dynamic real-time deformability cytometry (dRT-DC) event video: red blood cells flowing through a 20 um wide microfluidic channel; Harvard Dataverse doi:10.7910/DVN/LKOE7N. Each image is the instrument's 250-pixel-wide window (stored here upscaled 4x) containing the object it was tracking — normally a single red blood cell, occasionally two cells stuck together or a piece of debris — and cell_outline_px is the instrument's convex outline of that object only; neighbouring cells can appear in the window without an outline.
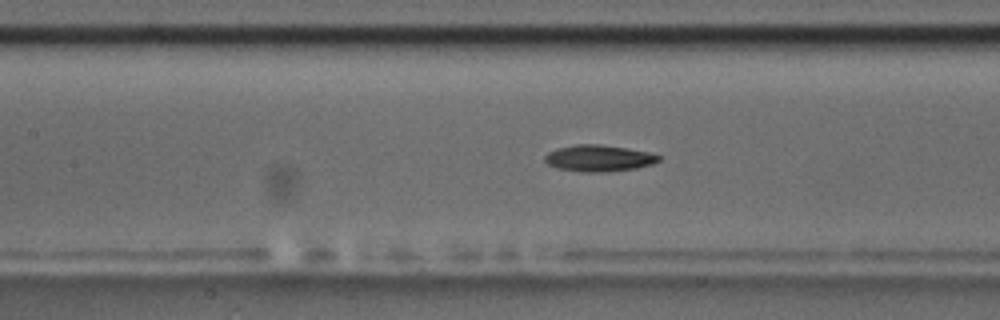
{"species": "common noctule bat (a hibernating species)", "species_latin": "Nyctalus noctula", "temperature_condition": "room temperature", "stored_images_in_passage": 57, "camera_frame_rate_fps": 3000, "um_per_image_px": 0.085, "animal": {"sex": "male", "body_mass_g": 17.5, "forearm_length_mm": 52.3}, "frame": {"image": 1, "passage_image": 26, "time_ms": 8.333, "image_size_px": [1000, 320], "cell_outline_px": [[660, 160], [652, 164], [636, 168], [604, 172], [580, 172], [556, 168], [548, 164], [544, 160], [544, 156], [548, 152], [556, 148], [576, 144], [600, 144], [648, 152], [660, 156]], "centroid_in_image_um": [50.85, 13.45], "position_along_channel_um": 156.6, "area_um2": 17.57}}
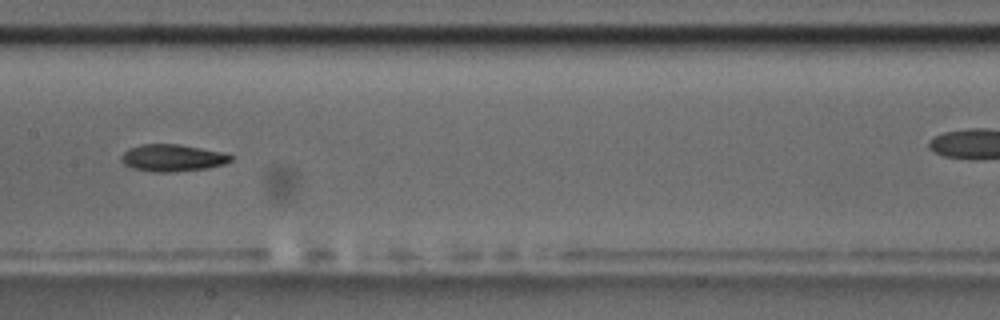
{"frame": {"image": 2, "passage_image": 29, "time_ms": 9.333, "image_size_px": [1000, 320], "cell_outline_px": [[236, 156], [232, 160], [224, 164], [208, 168], [176, 172], [152, 172], [132, 168], [124, 164], [120, 160], [120, 156], [128, 148], [140, 144], [180, 144], [220, 152]], "centroid_in_image_um": [14.64, 13.42], "position_along_channel_um": 192.8, "area_um2": 17.46}}
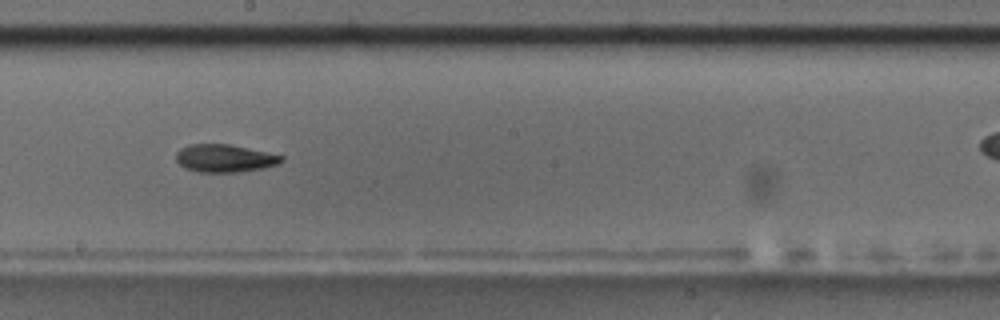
{"frame": {"image": 3, "passage_image": 32, "time_ms": 10.333, "image_size_px": [1000, 320], "cell_outline_px": [[284, 160], [276, 164], [264, 168], [236, 172], [196, 172], [184, 168], [176, 160], [176, 152], [180, 148], [188, 144], [228, 144], [284, 156]], "centroid_in_image_um": [19.05, 13.46], "position_along_channel_um": 229.2, "area_um2": 16.99}, "authors_computed_cell_mechanics": {"area_um2": 17.051, "velocity_mm_per_s": 3.6636, "shape_relaxation_time_tau1_ms": 3.423, "shape_relaxation_time_tau2_ms": 6.2916, "deformation_change_tau1": 0.1715, "deformation_change_tau2": 0.1382}}